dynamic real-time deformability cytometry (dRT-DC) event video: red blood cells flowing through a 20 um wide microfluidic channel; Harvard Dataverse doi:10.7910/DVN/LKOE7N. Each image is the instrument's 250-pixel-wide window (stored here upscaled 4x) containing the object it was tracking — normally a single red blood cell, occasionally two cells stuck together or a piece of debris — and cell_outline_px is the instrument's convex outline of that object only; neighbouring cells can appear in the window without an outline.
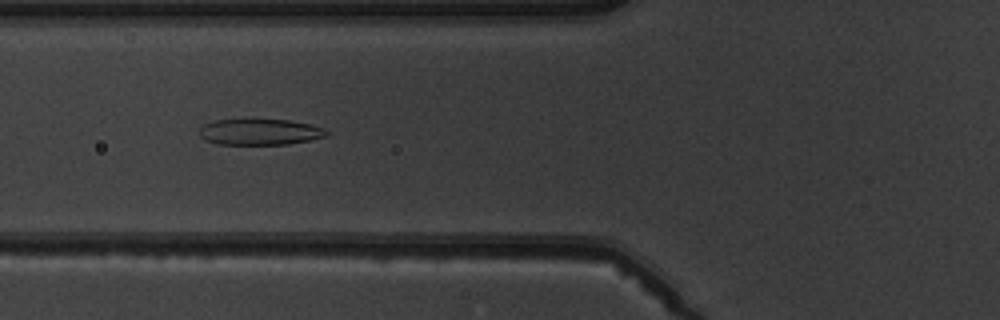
{"species": "common noctule bat (a hibernating species)", "species_latin": "Nyctalus noctula", "temperature_condition": "warm", "stored_images_in_passage": 5, "camera_frame_rate_fps": 3000, "um_per_image_px": 0.085, "animal": {"sex": "male", "body_mass_g": 19.5, "forearm_length_mm": 54.6}, "frame": {"image": 1, "passage_image": 5, "time_ms": 4.667, "image_size_px": [1000, 320], "cell_outline_px": [[328, 136], [312, 140], [288, 144], [216, 144], [204, 140], [196, 132], [204, 124], [216, 120], [288, 120], [308, 124], [324, 128], [328, 132]], "centroid_in_image_um": [22.06, 11.23], "position_along_channel_um": 103.7, "area_um2": 19.31}}